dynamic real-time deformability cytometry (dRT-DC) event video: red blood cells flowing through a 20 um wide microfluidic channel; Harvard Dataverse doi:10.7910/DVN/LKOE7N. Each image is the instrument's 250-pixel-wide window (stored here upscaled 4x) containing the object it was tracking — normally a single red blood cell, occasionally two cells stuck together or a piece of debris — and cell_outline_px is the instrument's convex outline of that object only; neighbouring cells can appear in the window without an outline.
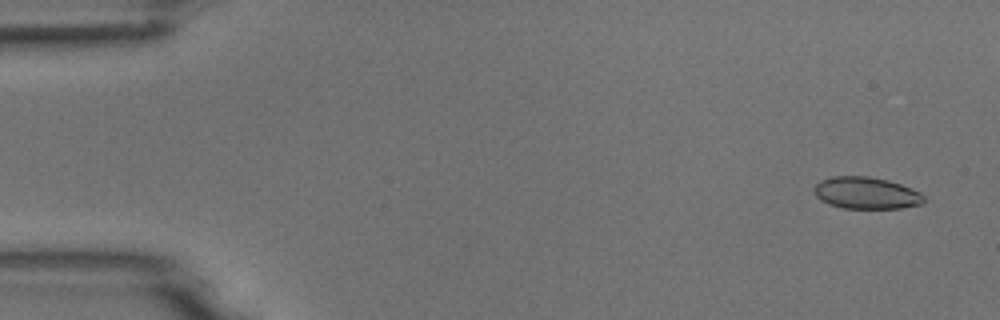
{"species": "common noctule bat (a hibernating species)", "species_latin": "Nyctalus noctula", "temperature_condition": "room temperature", "stored_images_in_passage": 9, "camera_frame_rate_fps": 3000, "um_per_image_px": 0.085, "animal": {"sex": "male", "body_mass_g": 18.8}, "frame": {"image": 1, "passage_image": 1, "time_ms": 0.0, "image_size_px": [1000, 320], "cell_outline_px": [[924, 200], [920, 204], [900, 208], [844, 208], [828, 204], [820, 200], [816, 196], [812, 188], [820, 180], [832, 176], [868, 176], [888, 180], [912, 188], [920, 192], [924, 196]], "centroid_in_image_um": [73.59, 16.4], "position_along_channel_um": 11.4, "area_um2": 20.46}}
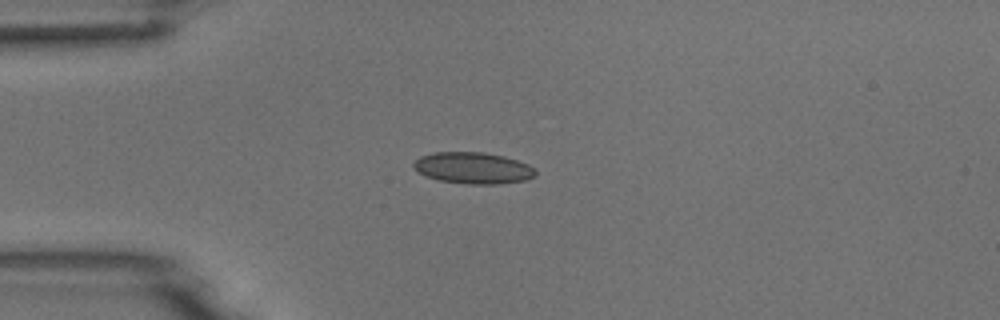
{"frame": {"image": 2, "passage_image": 4, "time_ms": 1.0, "image_size_px": [1000, 320], "cell_outline_px": [[536, 176], [524, 180], [500, 184], [468, 184], [436, 180], [416, 172], [412, 168], [412, 164], [420, 156], [432, 152], [484, 152], [504, 156], [528, 164], [536, 168]], "centroid_in_image_um": [40.18, 14.28], "position_along_channel_um": 44.8, "area_um2": 22.66}}
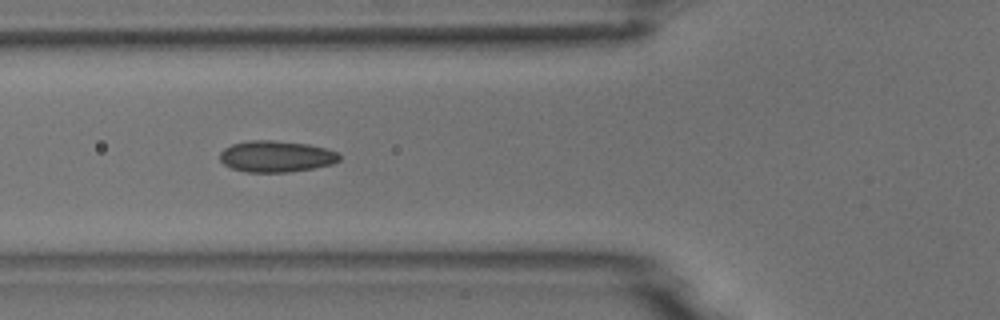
{"frame": {"image": 3, "passage_image": 6, "time_ms": 1.667, "image_size_px": [1000, 320], "cell_outline_px": [[340, 160], [332, 164], [312, 168], [288, 172], [248, 172], [232, 168], [224, 164], [220, 160], [220, 152], [224, 148], [232, 144], [248, 140], [272, 140], [308, 144], [324, 148], [336, 152], [340, 156]], "centroid_in_image_um": [23.45, 13.29], "position_along_channel_um": 102.4, "area_um2": 21.73}}